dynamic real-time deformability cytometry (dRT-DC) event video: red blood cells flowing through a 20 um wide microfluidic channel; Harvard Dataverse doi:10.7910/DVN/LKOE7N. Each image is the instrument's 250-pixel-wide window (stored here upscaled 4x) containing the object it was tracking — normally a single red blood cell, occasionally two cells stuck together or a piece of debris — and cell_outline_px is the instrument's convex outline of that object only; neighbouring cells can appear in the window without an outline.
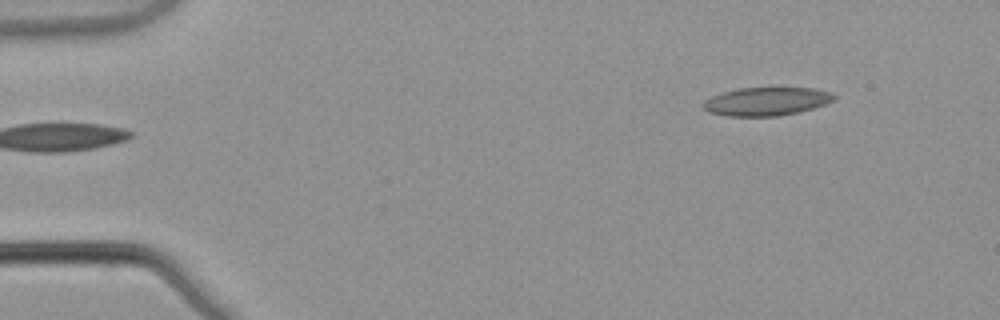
{"species": "common noctule bat (a hibernating species)", "species_latin": "Nyctalus noctula", "temperature_condition": "warm", "stored_images_in_passage": 5, "segment_of_instrument_passage": [2, 2], "camera_frame_rate_fps": 3000, "um_per_image_px": 0.085, "animal": {"sex": "male", "body_mass_g": 21.5, "forearm_length_mm": 52.0}, "frame": {"image": 1, "passage_image": 5, "time_ms": 1.333, "image_size_px": [1000, 320], "cell_outline_px": [[836, 100], [812, 108], [780, 116], [728, 116], [708, 112], [700, 104], [704, 100], [712, 96], [724, 92], [740, 88], [812, 88], [828, 92], [836, 96]], "centroid_in_image_um": [65.11, 8.62], "position_along_channel_um": 19.9, "area_um2": 21.44}}